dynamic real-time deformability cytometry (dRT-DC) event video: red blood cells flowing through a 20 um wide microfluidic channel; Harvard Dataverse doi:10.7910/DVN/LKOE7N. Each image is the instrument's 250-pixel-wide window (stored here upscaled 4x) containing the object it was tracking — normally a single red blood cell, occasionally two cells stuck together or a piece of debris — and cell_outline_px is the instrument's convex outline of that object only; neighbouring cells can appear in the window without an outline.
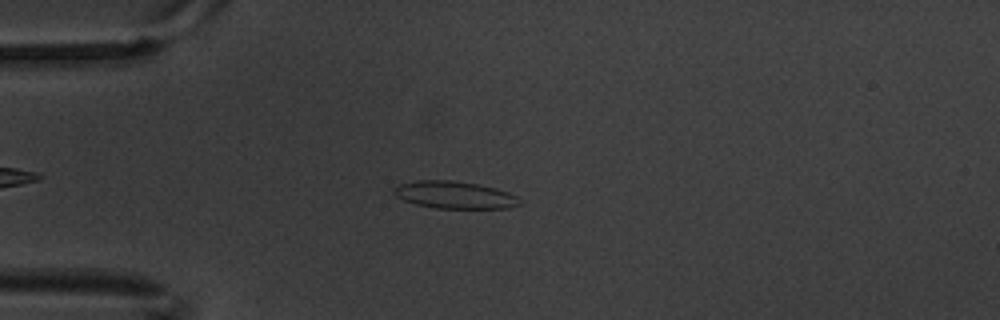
{"species": "common noctule bat (a hibernating species)", "species_latin": "Nyctalus noctula", "temperature_condition": "warm", "stored_images_in_passage": 10, "camera_frame_rate_fps": 3000, "um_per_image_px": 0.085, "animal": {"sex": "male", "body_mass_g": 20.1, "forearm_length_mm": 53.5}, "frame": {"image": 1, "passage_image": 4, "time_ms": 1.0, "image_size_px": [1000, 320], "cell_outline_px": [[520, 204], [508, 208], [436, 208], [416, 204], [404, 200], [396, 196], [392, 192], [392, 188], [396, 184], [416, 180], [452, 180], [476, 184], [496, 188], [508, 192], [516, 196]], "centroid_in_image_um": [38.57, 16.56], "position_along_channel_um": 46.4, "area_um2": 20.0}}
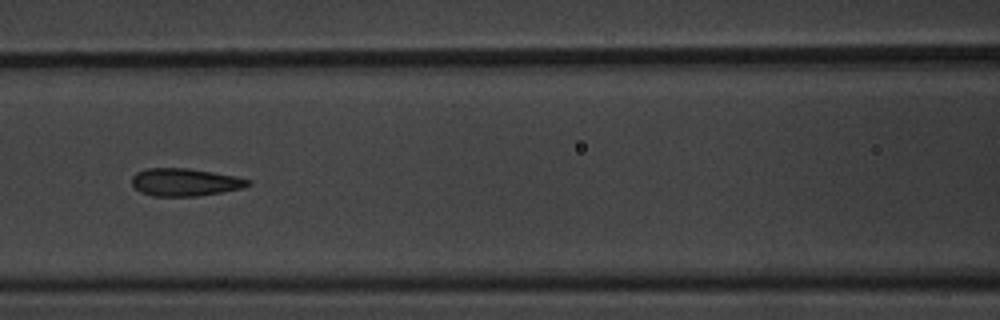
{"frame": {"image": 2, "passage_image": 7, "time_ms": 2.0, "image_size_px": [1000, 320], "cell_outline_px": [[252, 184], [244, 188], [200, 196], [152, 196], [140, 192], [132, 184], [132, 176], [136, 172], [148, 168], [188, 168], [236, 176], [252, 180]], "centroid_in_image_um": [15.75, 15.49], "position_along_channel_um": 150.8, "area_um2": 18.9}}
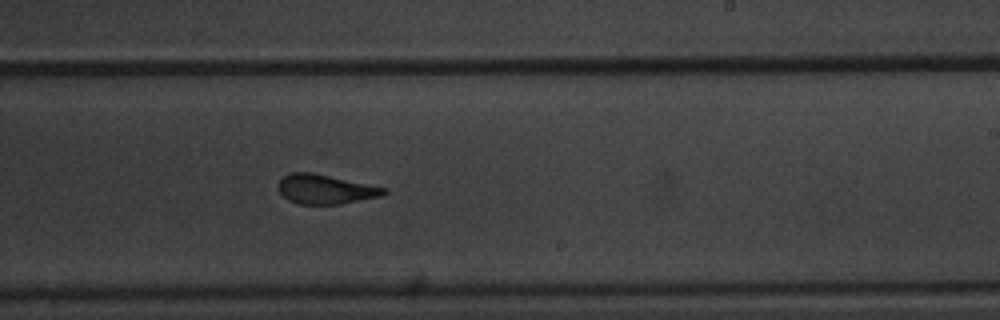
{"frame": {"image": 3, "passage_image": 10, "time_ms": 3.0, "image_size_px": [1000, 320], "cell_outline_px": [[388, 192], [380, 196], [340, 204], [300, 204], [288, 200], [276, 188], [276, 184], [284, 176], [292, 172], [312, 172], [388, 188]], "centroid_in_image_um": [27.64, 16.08], "position_along_channel_um": 261.4, "area_um2": 18.15}}